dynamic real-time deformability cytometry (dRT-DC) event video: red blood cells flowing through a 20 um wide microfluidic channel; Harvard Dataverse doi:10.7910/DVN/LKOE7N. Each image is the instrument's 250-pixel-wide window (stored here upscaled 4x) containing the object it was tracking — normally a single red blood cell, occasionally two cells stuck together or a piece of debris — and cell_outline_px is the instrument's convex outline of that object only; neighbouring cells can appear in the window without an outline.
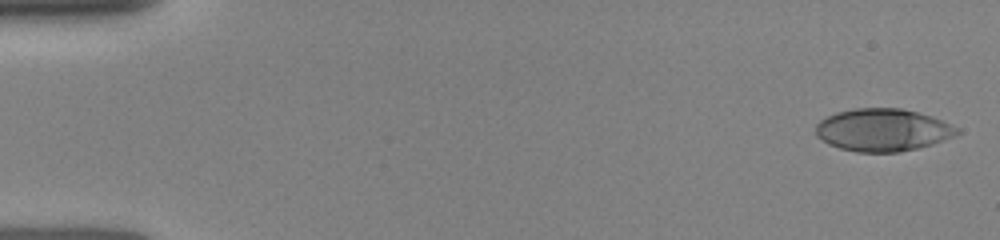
{"species": "human", "species_latin": "Homo sapiens", "temperature_condition": "room temperature", "stored_images_in_passage": 11, "camera_frame_rate_fps": 3000, "um_per_image_px": 0.085, "donor": {"sex": "female"}, "frame": {"image": 1, "passage_image": 1, "time_ms": 0.0, "image_size_px": [1000, 240], "cell_outline_px": [[960, 132], [956, 136], [932, 144], [900, 152], [856, 152], [840, 148], [828, 144], [816, 136], [816, 124], [820, 120], [836, 112], [856, 108], [900, 108], [932, 116], [956, 128]], "centroid_in_image_um": [75.0, 11.05], "position_along_channel_um": 10.0, "area_um2": 34.85}}
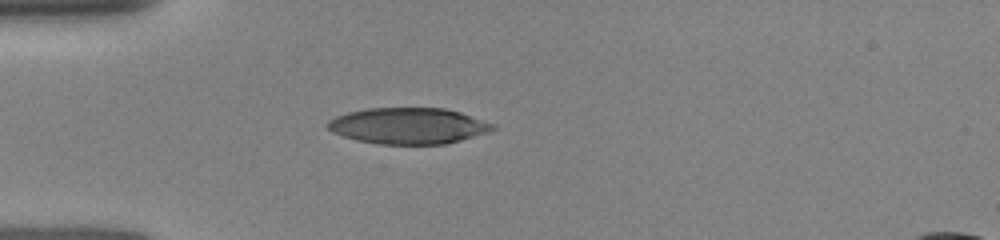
{"frame": {"image": 2, "passage_image": 10, "time_ms": 4.0, "image_size_px": [1000, 240], "cell_outline_px": [[496, 128], [488, 132], [460, 140], [444, 144], [376, 144], [356, 140], [332, 132], [328, 128], [328, 120], [336, 116], [348, 112], [368, 108], [444, 108], [460, 112], [496, 124]], "centroid_in_image_um": [34.71, 10.69], "position_along_channel_um": 50.3, "area_um2": 34.74}}